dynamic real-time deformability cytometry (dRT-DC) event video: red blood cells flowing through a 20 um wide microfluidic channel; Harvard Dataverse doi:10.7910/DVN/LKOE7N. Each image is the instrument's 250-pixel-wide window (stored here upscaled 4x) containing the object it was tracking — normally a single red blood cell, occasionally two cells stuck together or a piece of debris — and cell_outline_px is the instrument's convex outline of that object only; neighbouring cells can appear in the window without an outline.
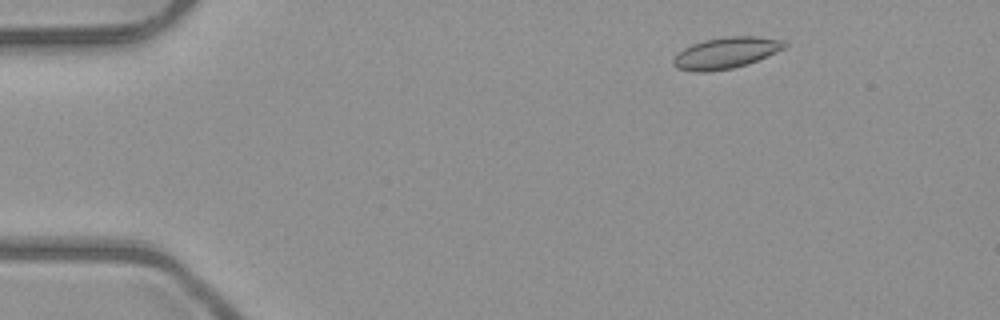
{"species": "common noctule bat (a hibernating species)", "species_latin": "Nyctalus noctula", "temperature_condition": "room temperature", "stored_images_in_passage": 5, "camera_frame_rate_fps": 3000, "um_per_image_px": 0.085, "animal": {"sex": "male", "body_mass_g": 23.1, "forearm_length_mm": 52.7}, "frame": {"image": 1, "passage_image": 2, "time_ms": 1.0, "image_size_px": [1000, 320], "cell_outline_px": [[788, 44], [784, 48], [756, 60], [732, 68], [708, 72], [696, 72], [676, 68], [672, 64], [672, 60], [676, 52], [692, 44], [704, 40], [728, 36], [756, 36], [780, 40]], "centroid_in_image_um": [61.61, 4.5], "position_along_channel_um": 23.4, "area_um2": 20.06}}
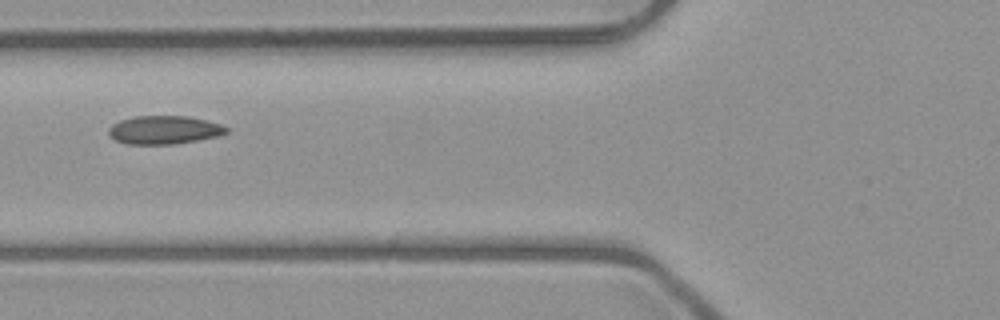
{"frame": {"image": 2, "passage_image": 5, "time_ms": 5.333, "image_size_px": [1000, 320], "cell_outline_px": [[228, 132], [216, 136], [196, 140], [172, 144], [128, 144], [116, 140], [108, 132], [108, 128], [112, 124], [120, 120], [136, 116], [188, 116], [220, 124], [228, 128]], "centroid_in_image_um": [13.93, 11.04], "position_along_channel_um": 111.9, "area_um2": 19.19}}